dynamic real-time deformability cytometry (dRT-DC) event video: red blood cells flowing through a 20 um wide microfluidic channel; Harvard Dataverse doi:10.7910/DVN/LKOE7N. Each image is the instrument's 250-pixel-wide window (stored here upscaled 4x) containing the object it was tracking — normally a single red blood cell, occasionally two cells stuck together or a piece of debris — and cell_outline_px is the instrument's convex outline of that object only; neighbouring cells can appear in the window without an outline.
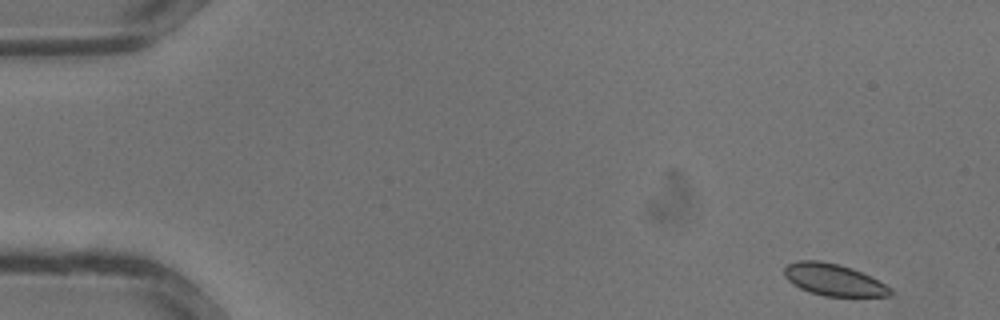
{"species": "common noctule bat (a hibernating species)", "species_latin": "Nyctalus noctula", "temperature_condition": "warm", "stored_images_in_passage": 33, "camera_frame_rate_fps": 3000, "um_per_image_px": 0.085, "animal": {"sex": "male", "body_mass_g": 13.3}, "frame": {"image": 1, "passage_image": 1, "time_ms": 0.0, "image_size_px": [1000, 320], "cell_outline_px": [[892, 296], [824, 296], [808, 292], [792, 284], [784, 276], [784, 268], [788, 264], [800, 260], [820, 260], [840, 264], [852, 268], [872, 276], [892, 288]], "centroid_in_image_um": [70.87, 23.78], "position_along_channel_um": 14.1, "area_um2": 19.94}}
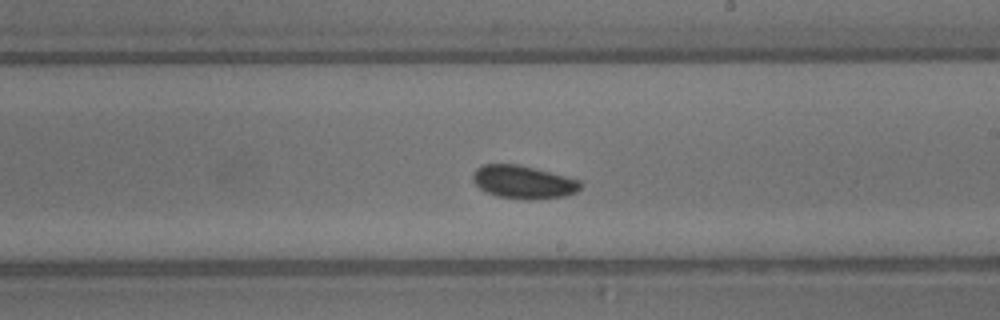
{"frame": {"image": 2, "passage_image": 19, "time_ms": 6.0, "image_size_px": [1000, 320], "cell_outline_px": [[580, 188], [576, 192], [564, 196], [528, 200], [524, 200], [496, 196], [480, 188], [472, 180], [472, 172], [476, 168], [484, 164], [520, 164], [580, 180]], "centroid_in_image_um": [44.45, 15.47], "position_along_channel_um": 244.6, "area_um2": 20.75}}
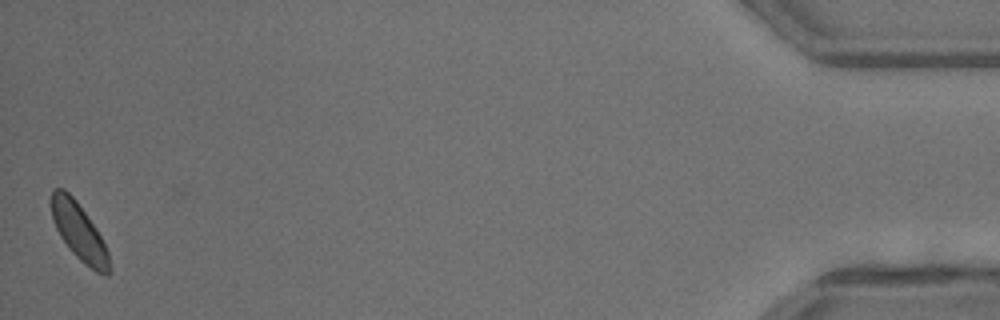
{"frame": {"image": 3, "passage_image": 33, "time_ms": 10.667, "image_size_px": [1000, 320], "cell_outline_px": [[112, 272], [108, 276], [104, 276], [96, 272], [80, 260], [68, 248], [60, 236], [52, 220], [48, 200], [52, 188], [64, 188], [76, 200], [96, 228], [108, 252], [112, 268]], "centroid_in_image_um": [6.69, 19.69], "position_along_channel_um": 428.5, "area_um2": 19.77}}